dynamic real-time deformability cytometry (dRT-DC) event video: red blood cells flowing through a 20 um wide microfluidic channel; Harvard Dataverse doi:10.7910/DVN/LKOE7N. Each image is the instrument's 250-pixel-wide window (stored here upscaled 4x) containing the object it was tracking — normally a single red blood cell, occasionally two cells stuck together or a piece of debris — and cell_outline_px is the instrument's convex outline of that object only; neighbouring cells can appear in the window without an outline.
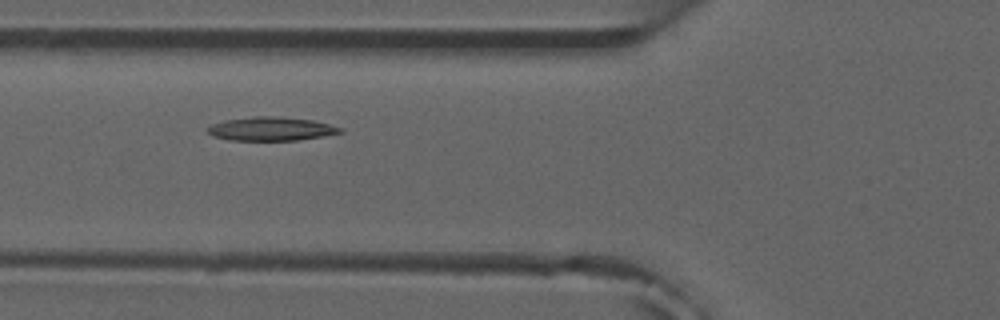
{"species": "common noctule bat (a hibernating species)", "species_latin": "Nyctalus noctula", "temperature_condition": "room temperature", "stored_images_in_passage": 5, "camera_frame_rate_fps": 3000, "um_per_image_px": 0.085, "animal": {"sex": "male", "forearm_length_mm": 52.5}, "frame": {"image": 1, "passage_image": 4, "time_ms": 3.333, "image_size_px": [1000, 320], "cell_outline_px": [[344, 132], [324, 136], [296, 140], [228, 140], [212, 136], [204, 128], [212, 124], [224, 120], [256, 116], [276, 116], [312, 120], [344, 128]], "centroid_in_image_um": [23.02, 10.95], "position_along_channel_um": 102.8, "area_um2": 18.38}}
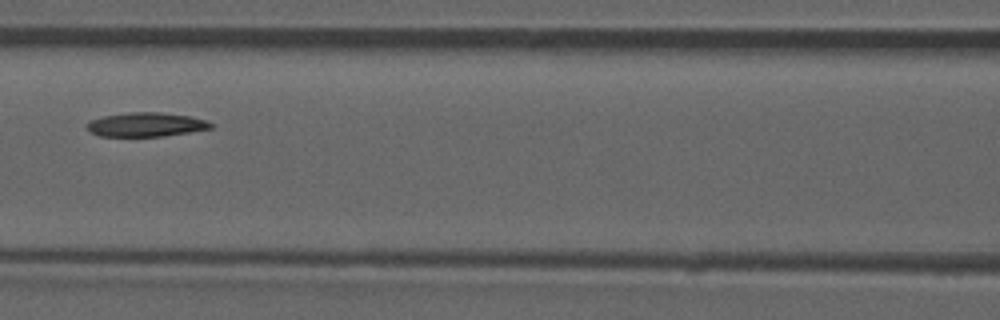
{"frame": {"image": 2, "passage_image": 5, "time_ms": 4.667, "image_size_px": [1000, 320], "cell_outline_px": [[212, 128], [164, 136], [100, 136], [88, 132], [84, 128], [84, 124], [88, 120], [104, 116], [128, 112], [160, 112], [188, 116], [204, 120], [212, 124]], "centroid_in_image_um": [12.29, 10.59], "position_along_channel_um": 154.3, "area_um2": 17.46}}